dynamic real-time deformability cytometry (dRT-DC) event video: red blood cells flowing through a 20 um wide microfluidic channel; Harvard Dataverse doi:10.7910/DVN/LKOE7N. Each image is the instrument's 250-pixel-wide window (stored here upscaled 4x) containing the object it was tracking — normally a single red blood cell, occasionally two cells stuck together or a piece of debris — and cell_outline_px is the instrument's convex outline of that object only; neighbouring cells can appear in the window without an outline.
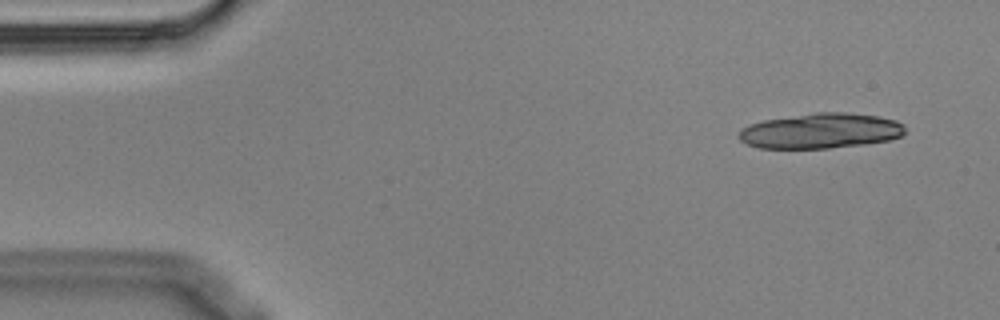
{"species": "Egyptian fruit bat (a non-hibernating species)", "species_latin": "Rousettus aegyptiacus", "temperature_condition": "cold", "stored_images_in_passage": 6, "camera_frame_rate_fps": 3000, "um_per_image_px": 0.085, "animal": {"sex": "male"}, "frame": {"image": 1, "passage_image": 1, "time_ms": 0.0, "image_size_px": [1000, 320], "cell_outline_px": [[904, 132], [900, 136], [888, 140], [864, 144], [828, 148], [760, 148], [748, 144], [740, 140], [736, 136], [744, 128], [752, 124], [764, 120], [816, 112], [844, 112], [880, 116], [896, 120], [904, 124]], "centroid_in_image_um": [69.78, 11.12], "position_along_channel_um": 15.2, "area_um2": 33.93}}
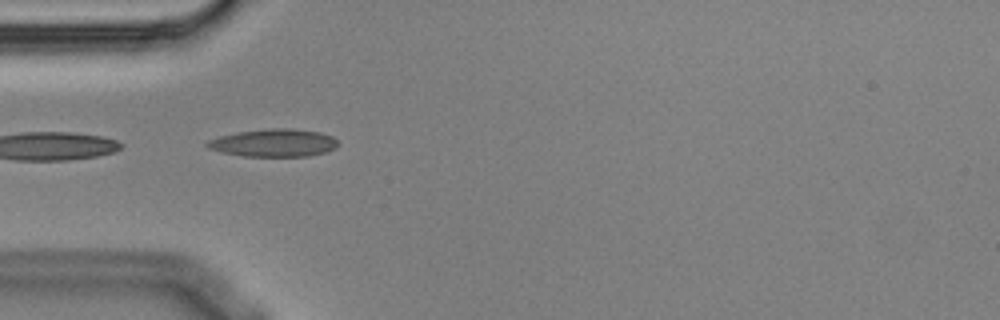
{"frame": {"image": 2, "passage_image": 5, "time_ms": 1.333, "image_size_px": [1000, 320], "cell_outline_px": [[336, 148], [324, 152], [308, 156], [244, 156], [220, 152], [208, 148], [204, 144], [208, 140], [220, 136], [240, 132], [272, 128], [288, 128], [320, 132], [332, 136], [336, 140]], "centroid_in_image_um": [23.25, 12.15], "position_along_channel_um": 61.8, "area_um2": 20.92}}
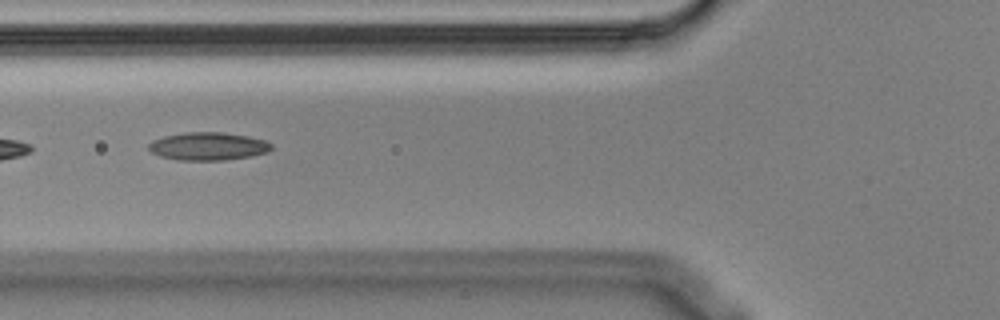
{"frame": {"image": 3, "passage_image": 6, "time_ms": 1.667, "image_size_px": [1000, 320], "cell_outline_px": [[272, 148], [268, 152], [252, 156], [224, 160], [176, 160], [160, 156], [152, 152], [148, 148], [148, 144], [152, 140], [164, 136], [184, 132], [224, 132], [248, 136], [264, 140], [272, 144]], "centroid_in_image_um": [17.68, 12.43], "position_along_channel_um": 108.1, "area_um2": 20.11}}